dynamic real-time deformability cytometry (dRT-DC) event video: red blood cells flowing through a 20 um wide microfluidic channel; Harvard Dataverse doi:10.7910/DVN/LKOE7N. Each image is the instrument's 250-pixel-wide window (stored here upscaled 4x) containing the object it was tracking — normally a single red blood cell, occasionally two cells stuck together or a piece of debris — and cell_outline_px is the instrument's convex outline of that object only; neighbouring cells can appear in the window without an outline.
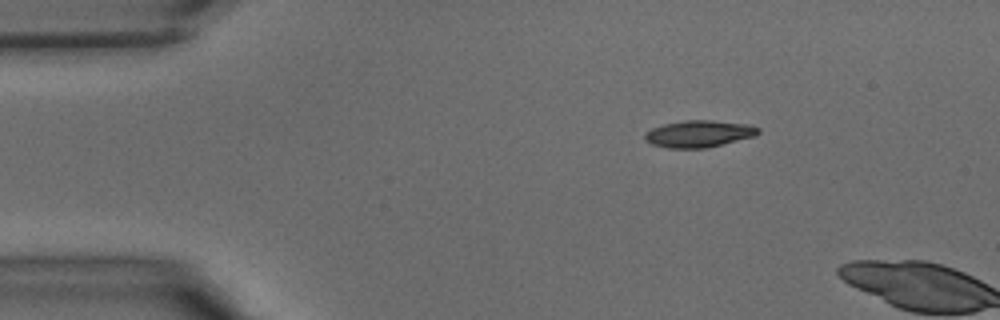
{"species": "common noctule bat (a hibernating species)", "species_latin": "Nyctalus noctula", "temperature_condition": "warm", "stored_images_in_passage": 3, "camera_frame_rate_fps": 3000, "um_per_image_px": 0.085, "animal": {"sex": "male", "body_mass_g": 15.6}, "frame": {"image": 1, "passage_image": 1, "time_ms": 0.0, "image_size_px": [1000, 320], "cell_outline_px": [[760, 132], [756, 136], [708, 148], [668, 148], [652, 144], [644, 140], [644, 132], [652, 128], [664, 124], [684, 120], [712, 120], [748, 124], [760, 128]], "centroid_in_image_um": [59.41, 11.37], "position_along_channel_um": 25.6, "area_um2": 17.98}}